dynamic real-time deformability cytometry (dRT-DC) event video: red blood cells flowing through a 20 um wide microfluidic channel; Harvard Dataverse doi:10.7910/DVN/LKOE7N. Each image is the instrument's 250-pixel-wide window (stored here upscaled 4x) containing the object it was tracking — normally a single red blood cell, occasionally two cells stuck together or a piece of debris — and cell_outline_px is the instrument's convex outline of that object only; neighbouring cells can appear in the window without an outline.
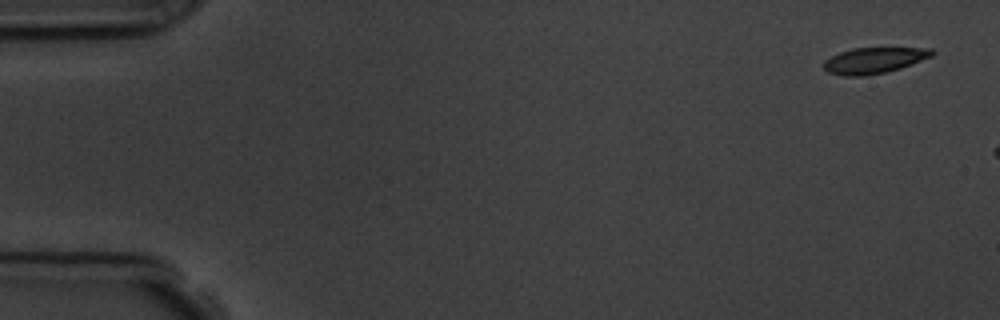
{"species": "common noctule bat (a hibernating species)", "species_latin": "Nyctalus noctula", "temperature_condition": "room temperature", "stored_images_in_passage": 3, "camera_frame_rate_fps": 3000, "um_per_image_px": 0.085, "animal": {"sex": "male", "body_mass_g": 19.5, "forearm_length_mm": 54.6}, "frame": {"image": 1, "passage_image": 1, "time_ms": 0.0, "image_size_px": [1000, 320], "cell_outline_px": [[936, 52], [932, 56], [912, 64], [900, 68], [884, 72], [864, 76], [844, 76], [828, 72], [824, 68], [824, 60], [840, 52], [852, 48], [932, 48]], "centroid_in_image_um": [74.3, 5.13], "position_along_channel_um": 10.7, "area_um2": 16.3}}